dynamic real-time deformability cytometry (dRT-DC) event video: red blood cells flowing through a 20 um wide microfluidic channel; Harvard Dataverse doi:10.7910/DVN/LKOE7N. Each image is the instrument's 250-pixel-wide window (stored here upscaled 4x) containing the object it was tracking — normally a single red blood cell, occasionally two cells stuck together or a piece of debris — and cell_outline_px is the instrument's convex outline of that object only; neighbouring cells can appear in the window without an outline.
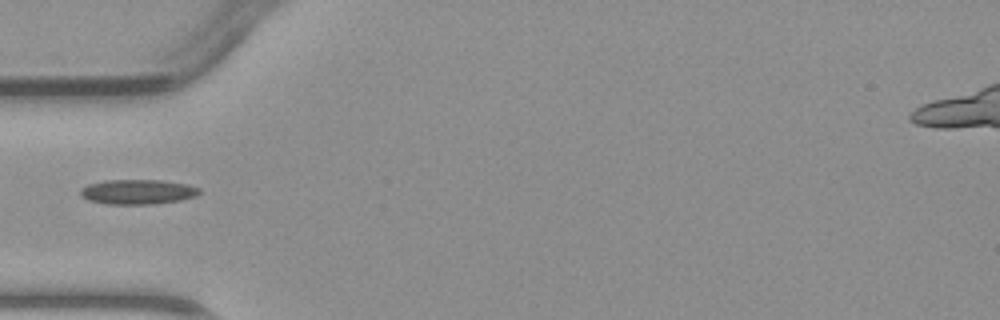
{"species": "common noctule bat (a hibernating species)", "species_latin": "Nyctalus noctula", "temperature_condition": "warm", "stored_images_in_passage": 4, "camera_frame_rate_fps": 3000, "um_per_image_px": 0.085, "animal": {"sex": "male", "body_mass_g": 23.1, "forearm_length_mm": 52.7}, "frame": {"image": 1, "passage_image": 4, "time_ms": 3.667, "image_size_px": [1000, 320], "cell_outline_px": [[200, 192], [196, 196], [180, 200], [156, 204], [104, 204], [88, 200], [80, 196], [80, 188], [88, 184], [104, 180], [160, 180], [188, 184], [200, 188]], "centroid_in_image_um": [11.68, 16.31], "position_along_channel_um": 73.3, "area_um2": 17.4}}